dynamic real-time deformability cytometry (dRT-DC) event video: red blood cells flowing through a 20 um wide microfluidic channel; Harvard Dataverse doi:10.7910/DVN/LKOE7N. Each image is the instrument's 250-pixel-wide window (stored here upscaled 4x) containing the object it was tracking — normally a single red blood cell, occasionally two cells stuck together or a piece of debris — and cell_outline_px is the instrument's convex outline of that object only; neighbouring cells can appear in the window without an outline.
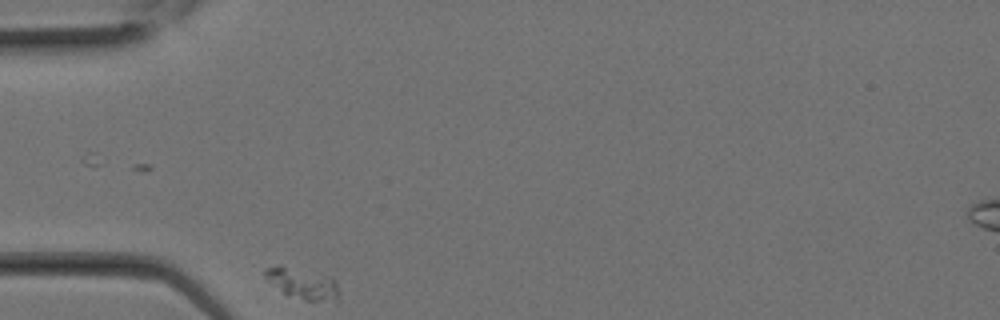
{"species": "Egyptian fruit bat (a non-hibernating species)", "species_latin": "Rousettus aegyptiacus", "temperature_condition": "room temperature", "stored_images_in_passage": 18, "camera_frame_rate_fps": 3000, "um_per_image_px": 0.085, "animal": {"sex": "female"}, "frame": {"image": 1, "passage_image": 1, "time_ms": 0.0, "image_size_px": [1000, 320], "cell_outline_px": [[336, 304], [304, 300], [288, 296], [264, 276], [264, 268], [276, 264], [332, 276], [336, 280]], "centroid_in_image_um": [25.74, 24.11], "position_along_channel_um": 59.3, "area_um2": 13.53}}
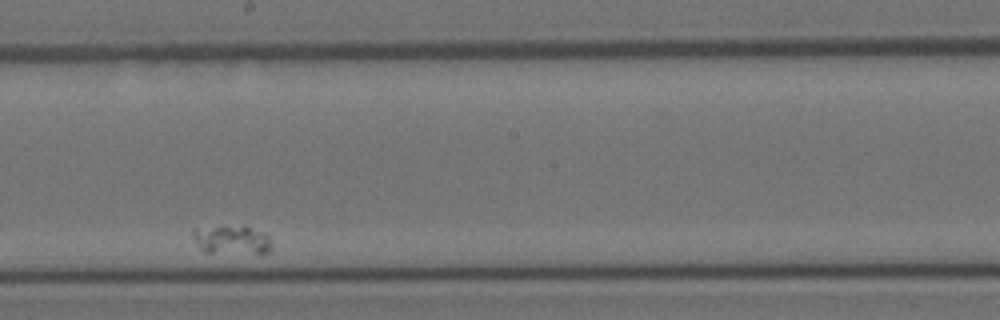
{"frame": {"image": 2, "passage_image": 11, "time_ms": 3.333, "image_size_px": [1000, 320], "cell_outline_px": [[272, 248], [268, 252], [204, 252], [200, 248], [192, 236], [192, 228], [248, 228], [264, 232], [268, 236], [272, 244]], "centroid_in_image_um": [19.69, 20.41], "position_along_channel_um": 228.5, "area_um2": 12.43}}
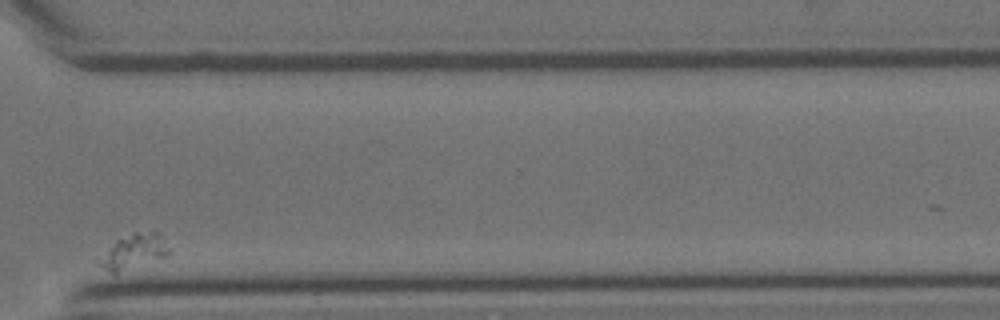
{"frame": {"image": 3, "passage_image": 18, "time_ms": 5.667, "image_size_px": [1000, 320], "cell_outline_px": [[168, 252], [164, 256], [116, 272], [112, 272], [100, 264], [96, 260], [96, 256], [116, 240], [132, 232], [160, 232], [168, 248]], "centroid_in_image_um": [11.29, 21.32], "position_along_channel_um": 359.3, "area_um2": 13.64}}